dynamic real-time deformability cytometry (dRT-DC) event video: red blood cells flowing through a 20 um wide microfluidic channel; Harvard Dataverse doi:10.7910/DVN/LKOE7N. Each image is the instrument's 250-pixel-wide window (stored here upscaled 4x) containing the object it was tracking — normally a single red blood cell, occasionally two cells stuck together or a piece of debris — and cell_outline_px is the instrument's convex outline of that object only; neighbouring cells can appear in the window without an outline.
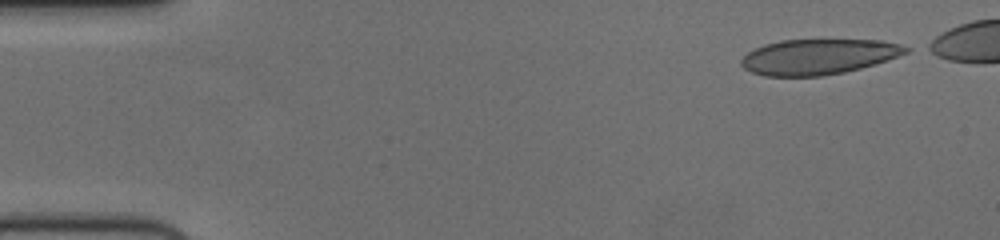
{"species": "human", "species_latin": "Homo sapiens", "temperature_condition": "cold", "stored_images_in_passage": 48, "camera_frame_rate_fps": 3000, "um_per_image_px": 0.085, "donor": {"sex": "female"}, "frame": {"image": 1, "passage_image": 1, "time_ms": 0.0, "image_size_px": [1000, 240], "cell_outline_px": [[912, 48], [908, 52], [888, 60], [860, 68], [844, 72], [820, 76], [764, 76], [752, 72], [744, 68], [740, 64], [740, 60], [752, 48], [764, 44], [780, 40], [880, 40], [900, 44]], "centroid_in_image_um": [69.54, 4.82], "position_along_channel_um": 15.5, "area_um2": 34.04}}
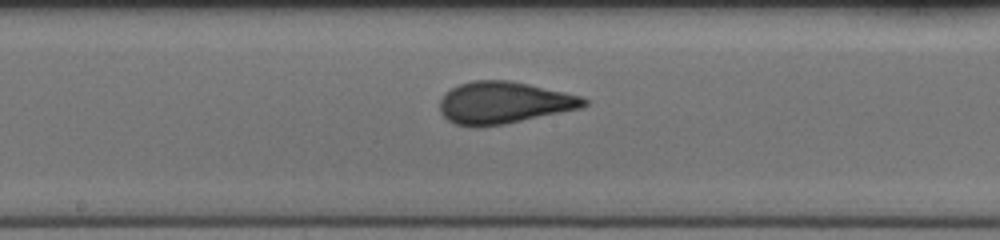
{"frame": {"image": 2, "passage_image": 26, "time_ms": 8.333, "image_size_px": [1000, 240], "cell_outline_px": [[588, 104], [584, 108], [504, 124], [480, 128], [472, 128], [456, 124], [448, 120], [440, 112], [440, 100], [444, 92], [460, 84], [472, 80], [508, 80], [528, 84], [564, 92], [580, 96], [588, 100]], "centroid_in_image_um": [42.81, 8.75], "position_along_channel_um": 205.4, "area_um2": 35.55}}
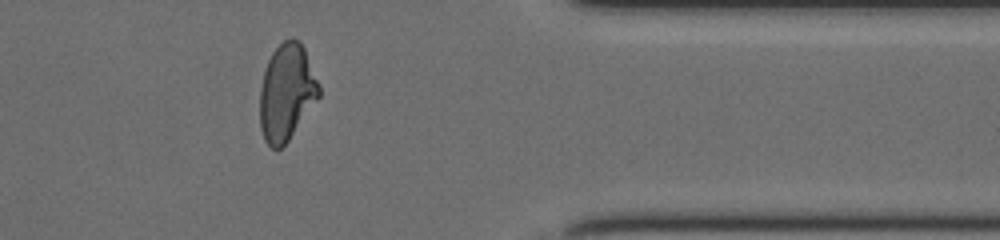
{"frame": {"image": 3, "passage_image": 42, "time_ms": 13.667, "image_size_px": [1000, 240], "cell_outline_px": [[320, 96], [288, 140], [280, 148], [272, 148], [264, 140], [260, 128], [260, 88], [264, 72], [268, 60], [272, 52], [284, 40], [292, 36], [300, 40], [304, 48], [320, 84]], "centroid_in_image_um": [24.36, 7.82], "position_along_channel_um": 387.0, "area_um2": 33.23}, "authors_computed_cell_mechanics": {"area_um2": 34.9401, "velocity_mm_per_s": 3.7317, "shape_relaxation_time_tau1_ms": 6.1199, "shape_relaxation_time_tau2_ms": null, "deformation_change_tau1": 0.1921, "deformation_change_tau2": null}}